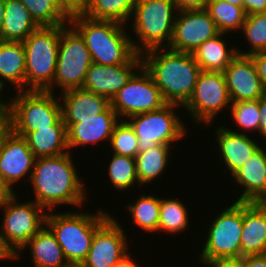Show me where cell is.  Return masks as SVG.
<instances>
[{
    "label": "cell",
    "mask_w": 266,
    "mask_h": 267,
    "mask_svg": "<svg viewBox=\"0 0 266 267\" xmlns=\"http://www.w3.org/2000/svg\"><path fill=\"white\" fill-rule=\"evenodd\" d=\"M76 166L71 152L36 158L29 183L34 189L33 201L46 211L63 205L81 209L88 193Z\"/></svg>",
    "instance_id": "1"
},
{
    "label": "cell",
    "mask_w": 266,
    "mask_h": 267,
    "mask_svg": "<svg viewBox=\"0 0 266 267\" xmlns=\"http://www.w3.org/2000/svg\"><path fill=\"white\" fill-rule=\"evenodd\" d=\"M142 65L150 73L168 104L184 106L191 98L202 71L192 53L154 48L141 54Z\"/></svg>",
    "instance_id": "2"
},
{
    "label": "cell",
    "mask_w": 266,
    "mask_h": 267,
    "mask_svg": "<svg viewBox=\"0 0 266 267\" xmlns=\"http://www.w3.org/2000/svg\"><path fill=\"white\" fill-rule=\"evenodd\" d=\"M69 24L83 38L94 63L107 66L126 64L137 54L129 27L125 24L96 20L85 15L71 17Z\"/></svg>",
    "instance_id": "3"
},
{
    "label": "cell",
    "mask_w": 266,
    "mask_h": 267,
    "mask_svg": "<svg viewBox=\"0 0 266 267\" xmlns=\"http://www.w3.org/2000/svg\"><path fill=\"white\" fill-rule=\"evenodd\" d=\"M62 212L47 211L45 225L56 237L68 264L80 267L88 255L96 230L111 215L98 207L96 213L82 210Z\"/></svg>",
    "instance_id": "4"
},
{
    "label": "cell",
    "mask_w": 266,
    "mask_h": 267,
    "mask_svg": "<svg viewBox=\"0 0 266 267\" xmlns=\"http://www.w3.org/2000/svg\"><path fill=\"white\" fill-rule=\"evenodd\" d=\"M177 12L171 0H136L129 20L131 30H128L135 34L130 33L135 51L142 54L150 49L168 47Z\"/></svg>",
    "instance_id": "5"
},
{
    "label": "cell",
    "mask_w": 266,
    "mask_h": 267,
    "mask_svg": "<svg viewBox=\"0 0 266 267\" xmlns=\"http://www.w3.org/2000/svg\"><path fill=\"white\" fill-rule=\"evenodd\" d=\"M63 26L38 27L23 41L26 61L25 90L46 91L53 84Z\"/></svg>",
    "instance_id": "6"
},
{
    "label": "cell",
    "mask_w": 266,
    "mask_h": 267,
    "mask_svg": "<svg viewBox=\"0 0 266 267\" xmlns=\"http://www.w3.org/2000/svg\"><path fill=\"white\" fill-rule=\"evenodd\" d=\"M58 94L49 91L24 90L17 91L13 97H9L13 133L24 137L28 132L37 131V128L65 125Z\"/></svg>",
    "instance_id": "7"
},
{
    "label": "cell",
    "mask_w": 266,
    "mask_h": 267,
    "mask_svg": "<svg viewBox=\"0 0 266 267\" xmlns=\"http://www.w3.org/2000/svg\"><path fill=\"white\" fill-rule=\"evenodd\" d=\"M210 222L205 244L198 254L199 263L204 265L205 262L219 258L241 257L243 202L233 201Z\"/></svg>",
    "instance_id": "8"
},
{
    "label": "cell",
    "mask_w": 266,
    "mask_h": 267,
    "mask_svg": "<svg viewBox=\"0 0 266 267\" xmlns=\"http://www.w3.org/2000/svg\"><path fill=\"white\" fill-rule=\"evenodd\" d=\"M91 64L90 52L81 35L69 23L64 25L61 28L53 84L46 91L62 93L82 88Z\"/></svg>",
    "instance_id": "9"
},
{
    "label": "cell",
    "mask_w": 266,
    "mask_h": 267,
    "mask_svg": "<svg viewBox=\"0 0 266 267\" xmlns=\"http://www.w3.org/2000/svg\"><path fill=\"white\" fill-rule=\"evenodd\" d=\"M177 104H166L159 110L140 113L126 119L138 138V151L151 149L158 144L174 146L188 137V127L181 121ZM187 128V129H186Z\"/></svg>",
    "instance_id": "10"
},
{
    "label": "cell",
    "mask_w": 266,
    "mask_h": 267,
    "mask_svg": "<svg viewBox=\"0 0 266 267\" xmlns=\"http://www.w3.org/2000/svg\"><path fill=\"white\" fill-rule=\"evenodd\" d=\"M226 79L223 72L202 70L196 82L193 94L183 106L196 126H212L216 116L231 107Z\"/></svg>",
    "instance_id": "11"
},
{
    "label": "cell",
    "mask_w": 266,
    "mask_h": 267,
    "mask_svg": "<svg viewBox=\"0 0 266 267\" xmlns=\"http://www.w3.org/2000/svg\"><path fill=\"white\" fill-rule=\"evenodd\" d=\"M168 104L150 73L142 65L118 91L111 107L120 120L156 111Z\"/></svg>",
    "instance_id": "12"
},
{
    "label": "cell",
    "mask_w": 266,
    "mask_h": 267,
    "mask_svg": "<svg viewBox=\"0 0 266 267\" xmlns=\"http://www.w3.org/2000/svg\"><path fill=\"white\" fill-rule=\"evenodd\" d=\"M15 194L2 209L0 230L18 253L44 226L47 211L34 201H18Z\"/></svg>",
    "instance_id": "13"
},
{
    "label": "cell",
    "mask_w": 266,
    "mask_h": 267,
    "mask_svg": "<svg viewBox=\"0 0 266 267\" xmlns=\"http://www.w3.org/2000/svg\"><path fill=\"white\" fill-rule=\"evenodd\" d=\"M111 216L96 230L85 261L80 267H112L130 250L124 227Z\"/></svg>",
    "instance_id": "14"
},
{
    "label": "cell",
    "mask_w": 266,
    "mask_h": 267,
    "mask_svg": "<svg viewBox=\"0 0 266 267\" xmlns=\"http://www.w3.org/2000/svg\"><path fill=\"white\" fill-rule=\"evenodd\" d=\"M220 32L209 13L204 10L178 11L169 49L192 53L199 45Z\"/></svg>",
    "instance_id": "15"
},
{
    "label": "cell",
    "mask_w": 266,
    "mask_h": 267,
    "mask_svg": "<svg viewBox=\"0 0 266 267\" xmlns=\"http://www.w3.org/2000/svg\"><path fill=\"white\" fill-rule=\"evenodd\" d=\"M119 120L111 105L104 112L96 115V118L63 119L67 128L69 152L72 153L75 147V149L81 146L83 148L85 145L88 147L87 144L100 146V142L107 143V141L109 144L114 126Z\"/></svg>",
    "instance_id": "16"
},
{
    "label": "cell",
    "mask_w": 266,
    "mask_h": 267,
    "mask_svg": "<svg viewBox=\"0 0 266 267\" xmlns=\"http://www.w3.org/2000/svg\"><path fill=\"white\" fill-rule=\"evenodd\" d=\"M141 66L142 56L139 53L126 64L107 66L92 62L82 89L102 95L111 102Z\"/></svg>",
    "instance_id": "17"
},
{
    "label": "cell",
    "mask_w": 266,
    "mask_h": 267,
    "mask_svg": "<svg viewBox=\"0 0 266 267\" xmlns=\"http://www.w3.org/2000/svg\"><path fill=\"white\" fill-rule=\"evenodd\" d=\"M35 161L27 141L12 133L0 149V177L15 190L21 180L29 183Z\"/></svg>",
    "instance_id": "18"
},
{
    "label": "cell",
    "mask_w": 266,
    "mask_h": 267,
    "mask_svg": "<svg viewBox=\"0 0 266 267\" xmlns=\"http://www.w3.org/2000/svg\"><path fill=\"white\" fill-rule=\"evenodd\" d=\"M223 73L231 102L258 100L266 94L250 56L238 54Z\"/></svg>",
    "instance_id": "19"
},
{
    "label": "cell",
    "mask_w": 266,
    "mask_h": 267,
    "mask_svg": "<svg viewBox=\"0 0 266 267\" xmlns=\"http://www.w3.org/2000/svg\"><path fill=\"white\" fill-rule=\"evenodd\" d=\"M250 135L231 131L227 126L219 125L215 130V144L217 143L216 153L219 154L221 164L228 170V176H233L244 163L256 152L262 145L257 143ZM219 150V151H218Z\"/></svg>",
    "instance_id": "20"
},
{
    "label": "cell",
    "mask_w": 266,
    "mask_h": 267,
    "mask_svg": "<svg viewBox=\"0 0 266 267\" xmlns=\"http://www.w3.org/2000/svg\"><path fill=\"white\" fill-rule=\"evenodd\" d=\"M231 179L243 188L232 201L258 203L266 194V149L261 146Z\"/></svg>",
    "instance_id": "21"
},
{
    "label": "cell",
    "mask_w": 266,
    "mask_h": 267,
    "mask_svg": "<svg viewBox=\"0 0 266 267\" xmlns=\"http://www.w3.org/2000/svg\"><path fill=\"white\" fill-rule=\"evenodd\" d=\"M266 254V206L243 202L241 257Z\"/></svg>",
    "instance_id": "22"
},
{
    "label": "cell",
    "mask_w": 266,
    "mask_h": 267,
    "mask_svg": "<svg viewBox=\"0 0 266 267\" xmlns=\"http://www.w3.org/2000/svg\"><path fill=\"white\" fill-rule=\"evenodd\" d=\"M62 119H90L104 112L111 102L104 96L82 88L71 89L59 94Z\"/></svg>",
    "instance_id": "23"
},
{
    "label": "cell",
    "mask_w": 266,
    "mask_h": 267,
    "mask_svg": "<svg viewBox=\"0 0 266 267\" xmlns=\"http://www.w3.org/2000/svg\"><path fill=\"white\" fill-rule=\"evenodd\" d=\"M33 267H71L51 230L45 225L18 253L28 249Z\"/></svg>",
    "instance_id": "24"
},
{
    "label": "cell",
    "mask_w": 266,
    "mask_h": 267,
    "mask_svg": "<svg viewBox=\"0 0 266 267\" xmlns=\"http://www.w3.org/2000/svg\"><path fill=\"white\" fill-rule=\"evenodd\" d=\"M26 61L23 42L0 40V84L25 90ZM7 82V83H6Z\"/></svg>",
    "instance_id": "25"
},
{
    "label": "cell",
    "mask_w": 266,
    "mask_h": 267,
    "mask_svg": "<svg viewBox=\"0 0 266 267\" xmlns=\"http://www.w3.org/2000/svg\"><path fill=\"white\" fill-rule=\"evenodd\" d=\"M225 33H219L199 45L193 52L195 61L204 71L223 72L238 55L236 46L228 47Z\"/></svg>",
    "instance_id": "26"
},
{
    "label": "cell",
    "mask_w": 266,
    "mask_h": 267,
    "mask_svg": "<svg viewBox=\"0 0 266 267\" xmlns=\"http://www.w3.org/2000/svg\"><path fill=\"white\" fill-rule=\"evenodd\" d=\"M36 158L54 157L69 152L66 125H51L49 128H37L24 137Z\"/></svg>",
    "instance_id": "27"
},
{
    "label": "cell",
    "mask_w": 266,
    "mask_h": 267,
    "mask_svg": "<svg viewBox=\"0 0 266 267\" xmlns=\"http://www.w3.org/2000/svg\"><path fill=\"white\" fill-rule=\"evenodd\" d=\"M39 26L19 0H5L1 40L23 42Z\"/></svg>",
    "instance_id": "28"
},
{
    "label": "cell",
    "mask_w": 266,
    "mask_h": 267,
    "mask_svg": "<svg viewBox=\"0 0 266 267\" xmlns=\"http://www.w3.org/2000/svg\"><path fill=\"white\" fill-rule=\"evenodd\" d=\"M173 146L158 144L151 149H146L137 153L135 157L136 171L140 187L150 185L162 174H166V167L170 163L171 150ZM167 165V166H166Z\"/></svg>",
    "instance_id": "29"
},
{
    "label": "cell",
    "mask_w": 266,
    "mask_h": 267,
    "mask_svg": "<svg viewBox=\"0 0 266 267\" xmlns=\"http://www.w3.org/2000/svg\"><path fill=\"white\" fill-rule=\"evenodd\" d=\"M161 197L152 194L140 195L132 204L126 205L131 213L132 224L137 226L141 231L146 233L159 234V216H160Z\"/></svg>",
    "instance_id": "30"
},
{
    "label": "cell",
    "mask_w": 266,
    "mask_h": 267,
    "mask_svg": "<svg viewBox=\"0 0 266 267\" xmlns=\"http://www.w3.org/2000/svg\"><path fill=\"white\" fill-rule=\"evenodd\" d=\"M214 20L219 32L226 35L240 30L245 22L247 13L243 6L227 3L223 0H210L205 9Z\"/></svg>",
    "instance_id": "31"
},
{
    "label": "cell",
    "mask_w": 266,
    "mask_h": 267,
    "mask_svg": "<svg viewBox=\"0 0 266 267\" xmlns=\"http://www.w3.org/2000/svg\"><path fill=\"white\" fill-rule=\"evenodd\" d=\"M190 213L187 206L177 198H161L159 233L178 235L189 227ZM179 233V234H178Z\"/></svg>",
    "instance_id": "32"
},
{
    "label": "cell",
    "mask_w": 266,
    "mask_h": 267,
    "mask_svg": "<svg viewBox=\"0 0 266 267\" xmlns=\"http://www.w3.org/2000/svg\"><path fill=\"white\" fill-rule=\"evenodd\" d=\"M136 0H89L85 16L96 20L129 23Z\"/></svg>",
    "instance_id": "33"
},
{
    "label": "cell",
    "mask_w": 266,
    "mask_h": 267,
    "mask_svg": "<svg viewBox=\"0 0 266 267\" xmlns=\"http://www.w3.org/2000/svg\"><path fill=\"white\" fill-rule=\"evenodd\" d=\"M113 154V155H112ZM112 157L109 159L107 168V177L109 178V185L113 186L119 192L129 191V189L136 185L139 186V179L136 171L135 158L124 155H117L111 153Z\"/></svg>",
    "instance_id": "34"
},
{
    "label": "cell",
    "mask_w": 266,
    "mask_h": 267,
    "mask_svg": "<svg viewBox=\"0 0 266 267\" xmlns=\"http://www.w3.org/2000/svg\"><path fill=\"white\" fill-rule=\"evenodd\" d=\"M240 32L243 33L250 48L247 51H241L237 46L239 55L250 56L258 52H266V12L247 15Z\"/></svg>",
    "instance_id": "35"
},
{
    "label": "cell",
    "mask_w": 266,
    "mask_h": 267,
    "mask_svg": "<svg viewBox=\"0 0 266 267\" xmlns=\"http://www.w3.org/2000/svg\"><path fill=\"white\" fill-rule=\"evenodd\" d=\"M229 111L233 122L237 128H239L238 130L237 128L233 130V128L228 127V129L241 134L247 133L248 135V133L252 131L257 134L260 123L259 99L232 102ZM239 129H241V131Z\"/></svg>",
    "instance_id": "36"
},
{
    "label": "cell",
    "mask_w": 266,
    "mask_h": 267,
    "mask_svg": "<svg viewBox=\"0 0 266 267\" xmlns=\"http://www.w3.org/2000/svg\"><path fill=\"white\" fill-rule=\"evenodd\" d=\"M29 10L32 19L41 26L67 25L69 19L51 0H19Z\"/></svg>",
    "instance_id": "37"
},
{
    "label": "cell",
    "mask_w": 266,
    "mask_h": 267,
    "mask_svg": "<svg viewBox=\"0 0 266 267\" xmlns=\"http://www.w3.org/2000/svg\"><path fill=\"white\" fill-rule=\"evenodd\" d=\"M109 146L114 154L136 157L139 152L138 138L127 120H119L115 124Z\"/></svg>",
    "instance_id": "38"
},
{
    "label": "cell",
    "mask_w": 266,
    "mask_h": 267,
    "mask_svg": "<svg viewBox=\"0 0 266 267\" xmlns=\"http://www.w3.org/2000/svg\"><path fill=\"white\" fill-rule=\"evenodd\" d=\"M89 0H60V10L70 19L77 15H84Z\"/></svg>",
    "instance_id": "39"
},
{
    "label": "cell",
    "mask_w": 266,
    "mask_h": 267,
    "mask_svg": "<svg viewBox=\"0 0 266 267\" xmlns=\"http://www.w3.org/2000/svg\"><path fill=\"white\" fill-rule=\"evenodd\" d=\"M13 133L10 106H0V149L4 141Z\"/></svg>",
    "instance_id": "40"
},
{
    "label": "cell",
    "mask_w": 266,
    "mask_h": 267,
    "mask_svg": "<svg viewBox=\"0 0 266 267\" xmlns=\"http://www.w3.org/2000/svg\"><path fill=\"white\" fill-rule=\"evenodd\" d=\"M178 11L204 10L210 0H171Z\"/></svg>",
    "instance_id": "41"
},
{
    "label": "cell",
    "mask_w": 266,
    "mask_h": 267,
    "mask_svg": "<svg viewBox=\"0 0 266 267\" xmlns=\"http://www.w3.org/2000/svg\"><path fill=\"white\" fill-rule=\"evenodd\" d=\"M250 57L252 58L257 74L259 75L264 88L266 89V52H258L251 54Z\"/></svg>",
    "instance_id": "42"
},
{
    "label": "cell",
    "mask_w": 266,
    "mask_h": 267,
    "mask_svg": "<svg viewBox=\"0 0 266 267\" xmlns=\"http://www.w3.org/2000/svg\"><path fill=\"white\" fill-rule=\"evenodd\" d=\"M205 267H244L243 257L238 258H219L204 263Z\"/></svg>",
    "instance_id": "43"
},
{
    "label": "cell",
    "mask_w": 266,
    "mask_h": 267,
    "mask_svg": "<svg viewBox=\"0 0 266 267\" xmlns=\"http://www.w3.org/2000/svg\"><path fill=\"white\" fill-rule=\"evenodd\" d=\"M17 260V253L15 250L7 243L4 234L0 230V262L4 260Z\"/></svg>",
    "instance_id": "44"
},
{
    "label": "cell",
    "mask_w": 266,
    "mask_h": 267,
    "mask_svg": "<svg viewBox=\"0 0 266 267\" xmlns=\"http://www.w3.org/2000/svg\"><path fill=\"white\" fill-rule=\"evenodd\" d=\"M247 15L266 12V0H243Z\"/></svg>",
    "instance_id": "45"
},
{
    "label": "cell",
    "mask_w": 266,
    "mask_h": 267,
    "mask_svg": "<svg viewBox=\"0 0 266 267\" xmlns=\"http://www.w3.org/2000/svg\"><path fill=\"white\" fill-rule=\"evenodd\" d=\"M259 112H260V123H259L258 135L262 137L260 139L266 141V94L259 99Z\"/></svg>",
    "instance_id": "46"
},
{
    "label": "cell",
    "mask_w": 266,
    "mask_h": 267,
    "mask_svg": "<svg viewBox=\"0 0 266 267\" xmlns=\"http://www.w3.org/2000/svg\"><path fill=\"white\" fill-rule=\"evenodd\" d=\"M1 177H0V210L4 208L8 201L16 194Z\"/></svg>",
    "instance_id": "47"
},
{
    "label": "cell",
    "mask_w": 266,
    "mask_h": 267,
    "mask_svg": "<svg viewBox=\"0 0 266 267\" xmlns=\"http://www.w3.org/2000/svg\"><path fill=\"white\" fill-rule=\"evenodd\" d=\"M244 267H266V254L243 256Z\"/></svg>",
    "instance_id": "48"
},
{
    "label": "cell",
    "mask_w": 266,
    "mask_h": 267,
    "mask_svg": "<svg viewBox=\"0 0 266 267\" xmlns=\"http://www.w3.org/2000/svg\"><path fill=\"white\" fill-rule=\"evenodd\" d=\"M131 252L125 255L121 260H119L112 267H141L135 259H133Z\"/></svg>",
    "instance_id": "49"
},
{
    "label": "cell",
    "mask_w": 266,
    "mask_h": 267,
    "mask_svg": "<svg viewBox=\"0 0 266 267\" xmlns=\"http://www.w3.org/2000/svg\"><path fill=\"white\" fill-rule=\"evenodd\" d=\"M4 12H5V0H0V40H1L2 26L4 21Z\"/></svg>",
    "instance_id": "50"
},
{
    "label": "cell",
    "mask_w": 266,
    "mask_h": 267,
    "mask_svg": "<svg viewBox=\"0 0 266 267\" xmlns=\"http://www.w3.org/2000/svg\"><path fill=\"white\" fill-rule=\"evenodd\" d=\"M3 89H5V88L0 84V106H10L9 100H7V101L5 99L3 100V97H5L2 93V91H4Z\"/></svg>",
    "instance_id": "51"
},
{
    "label": "cell",
    "mask_w": 266,
    "mask_h": 267,
    "mask_svg": "<svg viewBox=\"0 0 266 267\" xmlns=\"http://www.w3.org/2000/svg\"><path fill=\"white\" fill-rule=\"evenodd\" d=\"M223 1H226L227 3L237 6H243V0H223Z\"/></svg>",
    "instance_id": "52"
},
{
    "label": "cell",
    "mask_w": 266,
    "mask_h": 267,
    "mask_svg": "<svg viewBox=\"0 0 266 267\" xmlns=\"http://www.w3.org/2000/svg\"><path fill=\"white\" fill-rule=\"evenodd\" d=\"M258 203L263 205V206H266V194Z\"/></svg>",
    "instance_id": "53"
},
{
    "label": "cell",
    "mask_w": 266,
    "mask_h": 267,
    "mask_svg": "<svg viewBox=\"0 0 266 267\" xmlns=\"http://www.w3.org/2000/svg\"><path fill=\"white\" fill-rule=\"evenodd\" d=\"M60 9V0H51Z\"/></svg>",
    "instance_id": "54"
}]
</instances>
